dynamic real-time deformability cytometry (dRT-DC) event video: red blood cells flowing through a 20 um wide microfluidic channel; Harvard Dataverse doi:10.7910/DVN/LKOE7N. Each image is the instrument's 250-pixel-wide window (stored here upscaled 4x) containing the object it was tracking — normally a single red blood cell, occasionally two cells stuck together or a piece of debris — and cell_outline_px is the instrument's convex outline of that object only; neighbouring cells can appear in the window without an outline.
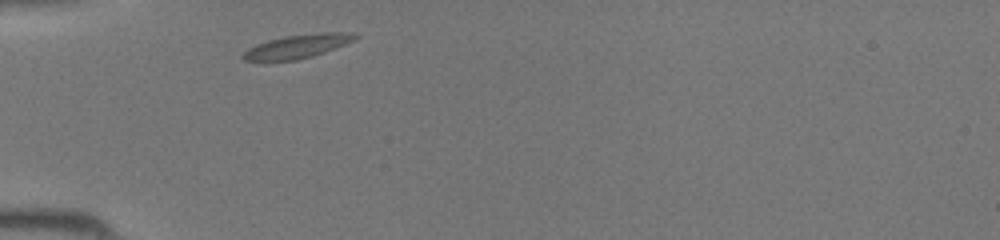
{"species": "common noctule bat (a hibernating species)", "species_latin": "Nyctalus noctula", "temperature_condition": "room temperature", "stored_images_in_passage": 32, "camera_frame_rate_fps": 3000, "um_per_image_px": 0.085, "animal": {"sex": "female", "body_mass_g": 19.5, "forearm_length_mm": 54.1}, "frame": {"image": 1, "passage_image": 1, "time_ms": 0.0, "image_size_px": [1000, 240], "cell_outline_px": [[360, 36], [344, 44], [324, 52], [312, 56], [296, 60], [244, 60], [240, 56], [248, 48], [256, 44], [268, 40], [284, 36], [324, 32], [352, 32]], "centroid_in_image_um": [25.27, 3.92], "position_along_channel_um": 59.7, "area_um2": 15.2}}
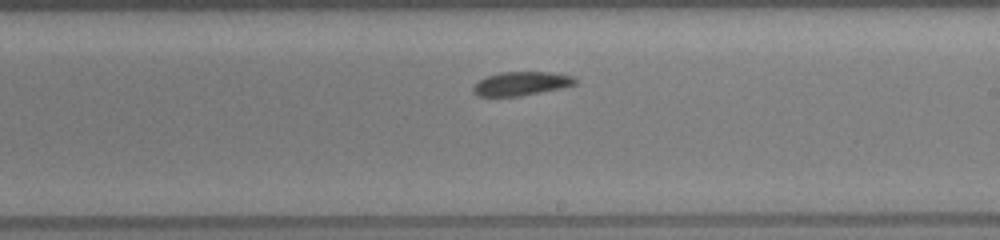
{"frame": {"image": 2, "passage_image": 14, "time_ms": 4.333, "image_size_px": [1000, 240], "cell_outline_px": [[576, 84], [564, 88], [520, 96], [480, 96], [472, 92], [472, 88], [480, 80], [488, 76], [500, 72], [548, 72], [572, 76], [576, 80]], "centroid_in_image_um": [44.32, 7.11], "position_along_channel_um": 244.7, "area_um2": 14.05}}
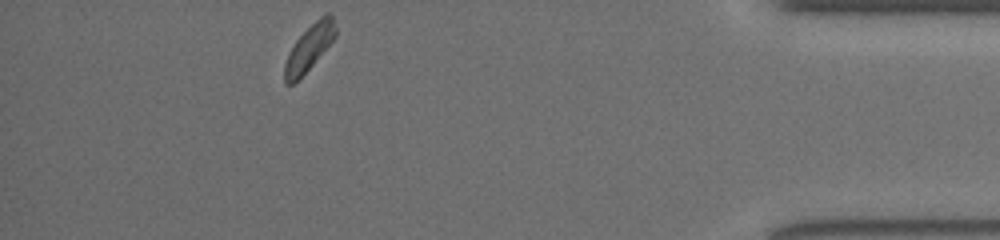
{"frame": {"image": 3, "passage_image": 28, "time_ms": 9.0, "image_size_px": [1000, 240], "cell_outline_px": [[336, 36], [312, 64], [292, 84], [284, 84], [284, 64], [296, 40], [324, 12], [328, 12], [332, 16], [336, 28]], "centroid_in_image_um": [26.29, 4.02], "position_along_channel_um": 408.9, "area_um2": 13.06}}